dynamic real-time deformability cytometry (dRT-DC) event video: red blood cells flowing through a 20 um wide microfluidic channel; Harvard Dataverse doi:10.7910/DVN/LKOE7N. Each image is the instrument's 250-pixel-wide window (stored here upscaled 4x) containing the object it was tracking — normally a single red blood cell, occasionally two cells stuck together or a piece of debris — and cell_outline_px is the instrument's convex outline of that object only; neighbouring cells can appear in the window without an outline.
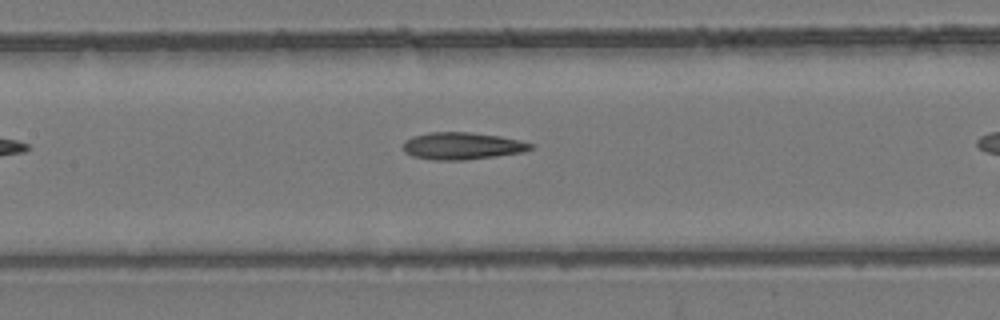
{"species": "common noctule bat (a hibernating species)", "species_latin": "Nyctalus noctula", "temperature_condition": "room temperature", "stored_images_in_passage": 5, "segment_of_instrument_passage": [1, 2], "camera_frame_rate_fps": 3000, "um_per_image_px": 0.085, "animal": {"sex": "female", "body_mass_g": 24.6, "forearm_length_mm": 56.2}, "frame": {"image": 1, "passage_image": 4, "time_ms": 3.667, "image_size_px": [1000, 320], "cell_outline_px": [[536, 148], [524, 152], [496, 156], [464, 160], [432, 160], [412, 156], [404, 152], [404, 140], [412, 136], [428, 132], [468, 132], [500, 136], [520, 140], [532, 144]], "centroid_in_image_um": [39.29, 12.4], "position_along_channel_um": 168.1, "area_um2": 20.35}}